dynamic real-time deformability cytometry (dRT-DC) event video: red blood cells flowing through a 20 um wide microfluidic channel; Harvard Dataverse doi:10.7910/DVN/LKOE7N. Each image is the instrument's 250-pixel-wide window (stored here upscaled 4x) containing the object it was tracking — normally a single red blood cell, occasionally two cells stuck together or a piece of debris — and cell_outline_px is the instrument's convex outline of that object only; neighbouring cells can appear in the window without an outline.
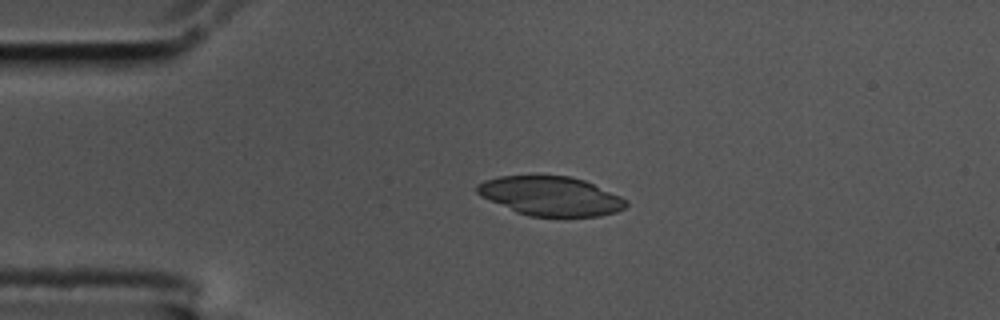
{"species": "common noctule bat (a hibernating species)", "species_latin": "Nyctalus noctula", "temperature_condition": "cold", "stored_images_in_passage": 4, "camera_frame_rate_fps": 3000, "um_per_image_px": 0.085, "animal": {"sex": "male", "body_mass_g": 17.5, "forearm_length_mm": 52.3}, "frame": {"image": 1, "passage_image": 3, "time_ms": 0.667, "image_size_px": [1000, 320], "cell_outline_px": [[628, 204], [624, 208], [616, 212], [600, 216], [528, 216], [516, 212], [480, 196], [476, 192], [476, 184], [484, 180], [500, 176], [568, 176], [584, 180], [620, 196], [628, 200]], "centroid_in_image_um": [46.79, 16.67], "position_along_channel_um": 38.2, "area_um2": 33.93}}